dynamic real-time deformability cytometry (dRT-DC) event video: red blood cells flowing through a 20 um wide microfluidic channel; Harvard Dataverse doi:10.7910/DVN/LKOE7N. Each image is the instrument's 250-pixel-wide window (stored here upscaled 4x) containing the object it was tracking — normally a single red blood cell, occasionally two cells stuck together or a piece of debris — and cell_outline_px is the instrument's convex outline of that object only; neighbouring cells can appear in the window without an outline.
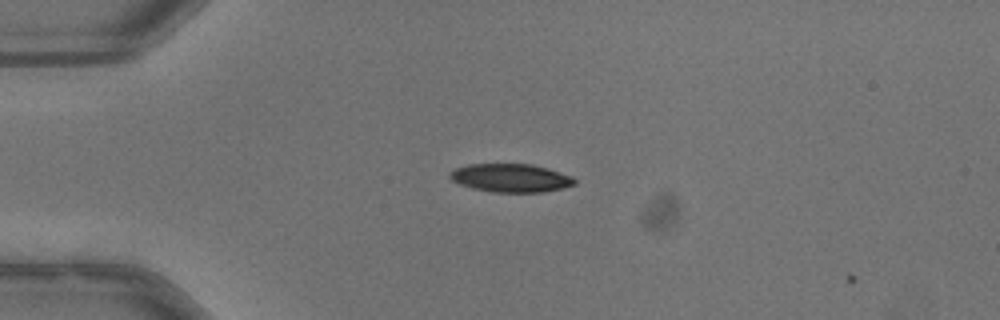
{"species": "common noctule bat (a hibernating species)", "species_latin": "Nyctalus noctula", "temperature_condition": "warm", "stored_images_in_passage": 6, "camera_frame_rate_fps": 3000, "um_per_image_px": 0.085, "animal": {"sex": "male", "body_mass_g": 13.3}, "frame": {"image": 1, "passage_image": 5, "time_ms": 1.333, "image_size_px": [1000, 320], "cell_outline_px": [[576, 184], [564, 188], [544, 192], [492, 192], [472, 188], [460, 184], [452, 180], [448, 176], [448, 172], [456, 168], [468, 164], [532, 164], [548, 168], [572, 176], [576, 180]], "centroid_in_image_um": [43.42, 15.12], "position_along_channel_um": 41.6, "area_um2": 20.75}}